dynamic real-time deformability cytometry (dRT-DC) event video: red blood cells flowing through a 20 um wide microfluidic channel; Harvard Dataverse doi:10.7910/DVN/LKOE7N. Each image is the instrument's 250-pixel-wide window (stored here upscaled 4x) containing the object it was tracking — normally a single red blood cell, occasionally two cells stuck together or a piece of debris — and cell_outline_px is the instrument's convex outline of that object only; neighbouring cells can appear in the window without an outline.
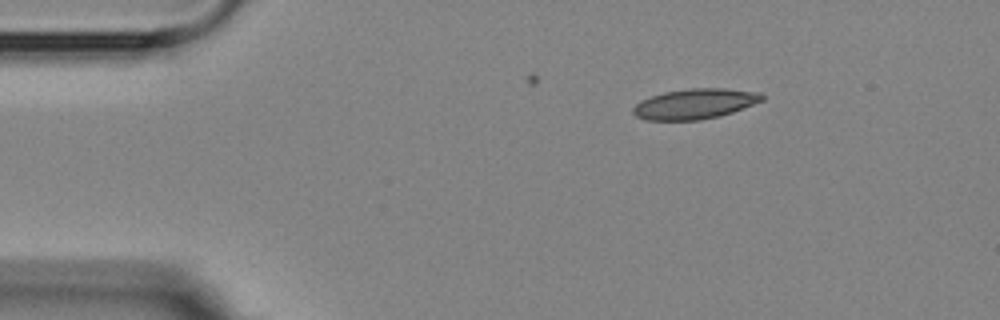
{"species": "Egyptian fruit bat (a non-hibernating species)", "species_latin": "Rousettus aegyptiacus", "temperature_condition": "room temperature", "stored_images_in_passage": 4, "camera_frame_rate_fps": 3000, "um_per_image_px": 0.085, "animal": {"sex": "female"}, "frame": {"image": 1, "passage_image": 4, "time_ms": 4.0, "image_size_px": [1000, 320], "cell_outline_px": [[764, 100], [732, 112], [720, 116], [700, 120], [644, 120], [636, 116], [632, 112], [632, 108], [640, 100], [664, 92], [688, 88], [724, 88], [760, 92], [764, 96]], "centroid_in_image_um": [59.05, 8.82], "position_along_channel_um": 25.9, "area_um2": 22.83}}